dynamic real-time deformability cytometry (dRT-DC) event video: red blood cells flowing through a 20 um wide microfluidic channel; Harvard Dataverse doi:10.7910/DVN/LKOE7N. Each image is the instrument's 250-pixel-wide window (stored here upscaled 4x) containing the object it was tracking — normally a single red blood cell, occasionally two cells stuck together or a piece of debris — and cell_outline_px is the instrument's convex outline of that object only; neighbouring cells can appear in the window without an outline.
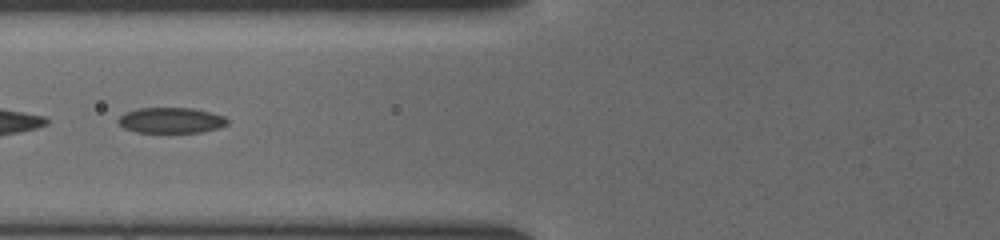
{"species": "common noctule bat (a hibernating species)", "species_latin": "Nyctalus noctula", "temperature_condition": "cold", "stored_images_in_passage": 25, "segment_of_instrument_passage": [2, 2], "camera_frame_rate_fps": 3000, "um_per_image_px": 0.085, "animal": {"sex": "female", "body_mass_g": 19.5, "forearm_length_mm": 54.1}, "frame": {"image": 1, "passage_image": 19, "time_ms": 6.0, "image_size_px": [1000, 240], "cell_outline_px": [[228, 124], [220, 128], [200, 132], [136, 132], [124, 128], [116, 120], [124, 112], [140, 108], [192, 108], [224, 116], [228, 120]], "centroid_in_image_um": [14.53, 10.23], "position_along_channel_um": 111.3, "area_um2": 16.24}}
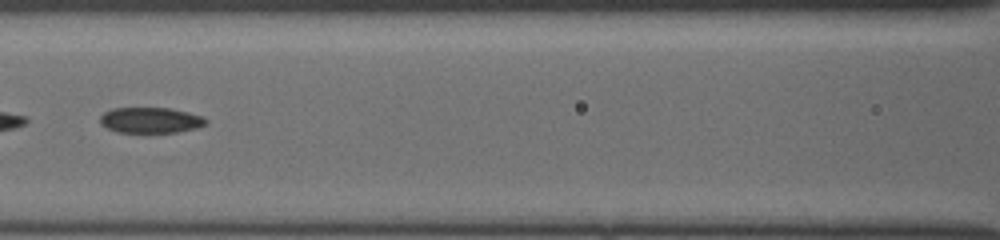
{"frame": {"image": 2, "passage_image": 22, "time_ms": 7.0, "image_size_px": [1000, 240], "cell_outline_px": [[208, 124], [196, 128], [176, 132], [116, 132], [100, 124], [100, 116], [104, 112], [112, 108], [168, 108], [188, 112], [204, 116], [208, 120]], "centroid_in_image_um": [12.82, 10.21], "position_along_channel_um": 153.8, "area_um2": 15.9}}